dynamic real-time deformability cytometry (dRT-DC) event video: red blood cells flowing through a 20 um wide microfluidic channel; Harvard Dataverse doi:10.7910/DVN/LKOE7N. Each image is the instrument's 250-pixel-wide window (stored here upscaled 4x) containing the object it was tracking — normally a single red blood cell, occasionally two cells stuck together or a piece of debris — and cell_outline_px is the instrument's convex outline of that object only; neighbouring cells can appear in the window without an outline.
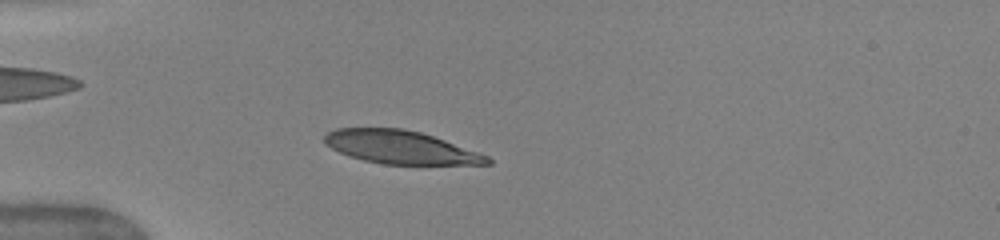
{"species": "human", "species_latin": "Homo sapiens", "temperature_condition": "warm", "stored_images_in_passage": 37, "camera_frame_rate_fps": 3000, "um_per_image_px": 0.085, "donor": {"sex": "female"}, "frame": {"image": 1, "passage_image": 6, "time_ms": 1.667, "image_size_px": [1000, 240], "cell_outline_px": [[492, 164], [384, 164], [364, 160], [348, 156], [324, 144], [324, 136], [328, 132], [336, 128], [404, 128], [420, 132], [444, 140], [488, 156], [492, 160]], "centroid_in_image_um": [34.01, 12.51], "position_along_channel_um": 51.0, "area_um2": 31.15}, "authors_computed_cell_mechanics": {"area_um2": 33.5818, "velocity_mm_per_s": 4.0657, "shape_relaxation_time_tau1_ms": 3.0319, "shape_relaxation_time_tau2_ms": null, "deformation_change_tau1": 0.1777, "deformation_change_tau2": null}}